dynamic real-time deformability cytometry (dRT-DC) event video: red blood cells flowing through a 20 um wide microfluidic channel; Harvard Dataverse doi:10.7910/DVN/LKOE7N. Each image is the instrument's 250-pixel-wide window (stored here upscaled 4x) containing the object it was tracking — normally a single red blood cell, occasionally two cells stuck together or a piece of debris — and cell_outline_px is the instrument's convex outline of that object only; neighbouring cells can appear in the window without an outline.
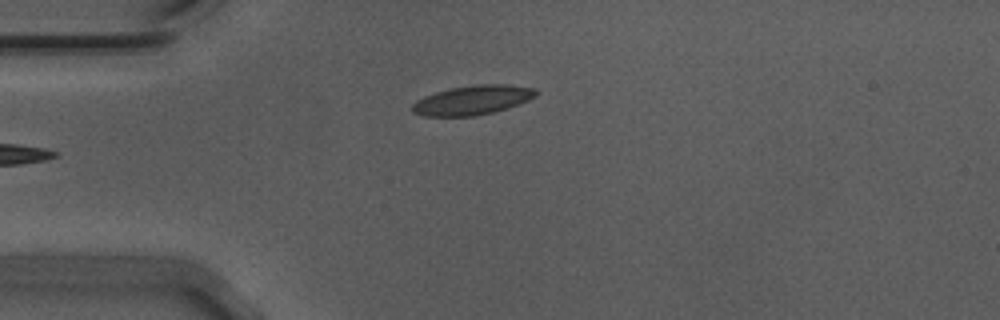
{"species": "Egyptian fruit bat (a non-hibernating species)", "species_latin": "Rousettus aegyptiacus", "temperature_condition": "warm", "stored_images_in_passage": 38, "camera_frame_rate_fps": 3000, "um_per_image_px": 0.085, "animal": {"sex": "male"}, "frame": {"image": 1, "passage_image": 1, "time_ms": 0.0, "image_size_px": [1000, 320], "cell_outline_px": [[540, 92], [536, 96], [528, 100], [508, 108], [476, 116], [424, 116], [412, 112], [412, 104], [416, 100], [424, 96], [436, 92], [452, 88], [476, 84], [504, 84], [536, 88]], "centroid_in_image_um": [40.18, 8.5], "position_along_channel_um": 44.8, "area_um2": 21.21}}
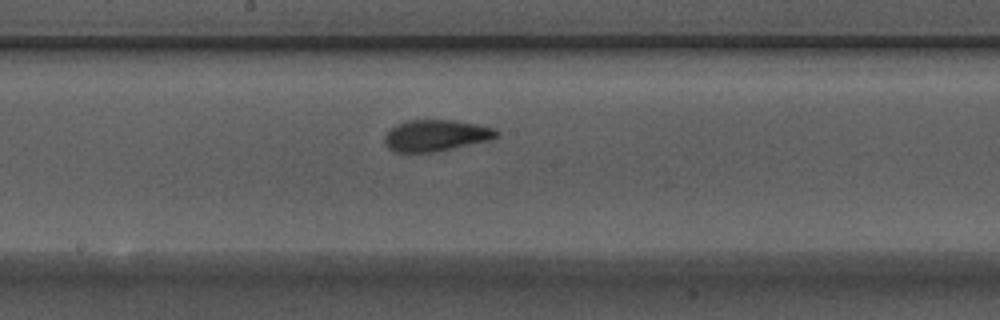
{"frame": {"image": 2, "passage_image": 16, "time_ms": 5.0, "image_size_px": [1000, 320], "cell_outline_px": [[500, 132], [492, 140], [432, 152], [396, 152], [388, 148], [384, 144], [384, 136], [396, 124], [408, 120], [456, 120], [496, 128]], "centroid_in_image_um": [37.06, 11.51], "position_along_channel_um": 211.1, "area_um2": 20.52}}
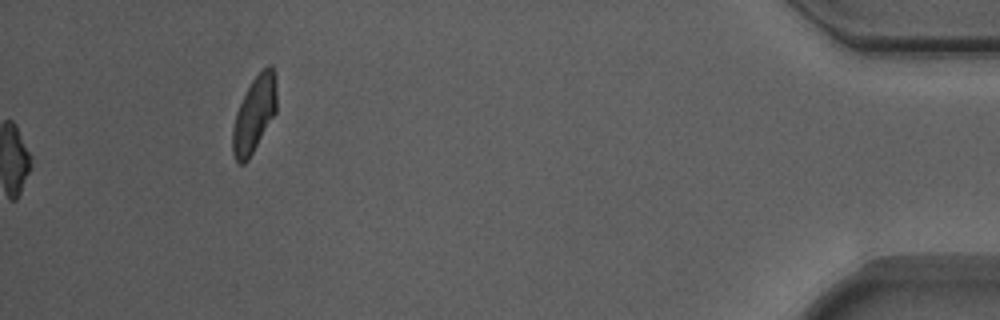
{"frame": {"image": 3, "passage_image": 38, "time_ms": 12.333, "image_size_px": [1000, 320], "cell_outline_px": [[276, 112], [248, 160], [244, 164], [240, 164], [236, 160], [232, 152], [232, 128], [236, 112], [252, 80], [268, 64], [272, 64], [276, 72]], "centroid_in_image_um": [21.62, 9.7], "position_along_channel_um": 413.6, "area_um2": 19.42}, "authors_computed_cell_mechanics": {"area_um2": 20.3456, "velocity_mm_per_s": 3.6978, "shape_relaxation_time_tau1_ms": 4.5943, "shape_relaxation_time_tau2_ms": 1.198, "deformation_change_tau1": 0.1784, "deformation_change_tau2": 0.07}}